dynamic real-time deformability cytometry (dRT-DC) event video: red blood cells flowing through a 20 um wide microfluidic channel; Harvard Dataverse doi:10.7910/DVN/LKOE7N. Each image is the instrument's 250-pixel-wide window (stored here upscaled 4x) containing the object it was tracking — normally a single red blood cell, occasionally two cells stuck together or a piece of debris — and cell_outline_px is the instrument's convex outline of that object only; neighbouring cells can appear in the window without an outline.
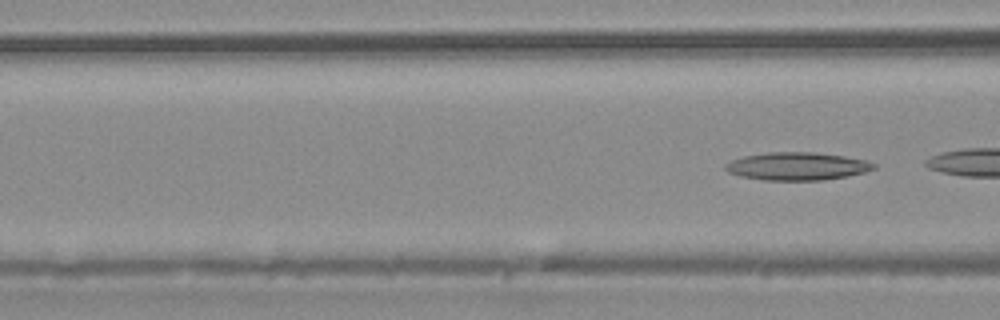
{"species": "common noctule bat (a hibernating species)", "species_latin": "Nyctalus noctula", "temperature_condition": "warm", "stored_images_in_passage": 6, "camera_frame_rate_fps": 3000, "um_per_image_px": 0.085, "animal": {"sex": "male", "body_mass_g": 20.4}, "frame": {"image": 1, "passage_image": 6, "time_ms": 6.0, "image_size_px": [1000, 320], "cell_outline_px": [[876, 168], [864, 172], [848, 176], [824, 180], [764, 180], [740, 176], [728, 172], [724, 168], [724, 164], [732, 160], [744, 156], [768, 152], [816, 152], [844, 156], [868, 160], [876, 164]], "centroid_in_image_um": [67.77, 14.13], "position_along_channel_um": 98.8, "area_um2": 24.22}}